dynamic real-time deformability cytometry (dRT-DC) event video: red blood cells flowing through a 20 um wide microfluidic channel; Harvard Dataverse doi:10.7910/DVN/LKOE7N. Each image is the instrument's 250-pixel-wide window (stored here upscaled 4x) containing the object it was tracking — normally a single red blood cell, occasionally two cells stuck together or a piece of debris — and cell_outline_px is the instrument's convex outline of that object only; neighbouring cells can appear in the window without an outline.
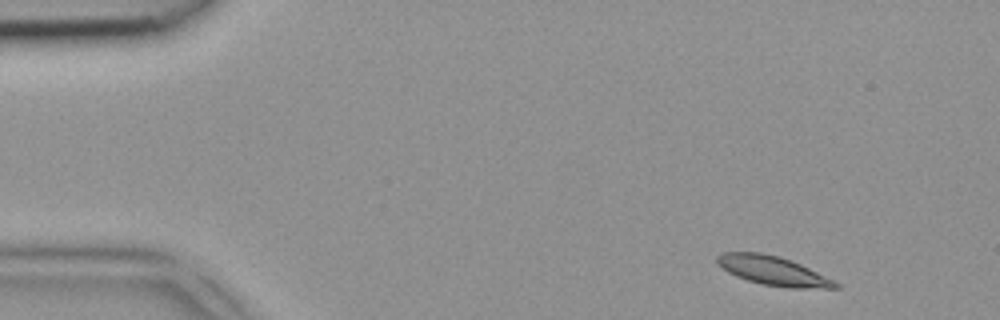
{"species": "common noctule bat (a hibernating species)", "species_latin": "Nyctalus noctula", "temperature_condition": "room temperature", "stored_images_in_passage": 4, "camera_frame_rate_fps": 3000, "um_per_image_px": 0.085, "animal": {"sex": "female", "body_mass_g": 18.4}, "frame": {"image": 1, "passage_image": 1, "time_ms": 0.0, "image_size_px": [1000, 320], "cell_outline_px": [[840, 288], [788, 288], [760, 284], [736, 276], [728, 272], [716, 264], [716, 256], [720, 252], [760, 252], [780, 256], [800, 264], [840, 284]], "centroid_in_image_um": [65.65, 23.01], "position_along_channel_um": 19.4, "area_um2": 20.06}}
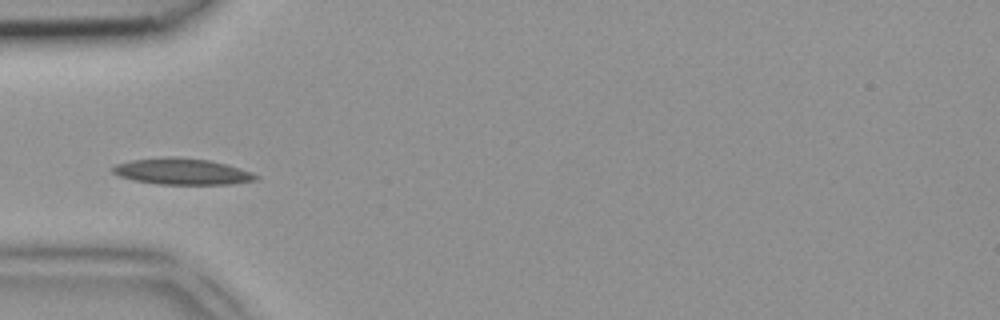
{"frame": {"image": 2, "passage_image": 4, "time_ms": 1.0, "image_size_px": [1000, 320], "cell_outline_px": [[260, 180], [232, 184], [156, 184], [132, 180], [120, 176], [112, 172], [112, 168], [116, 164], [132, 160], [164, 156], [176, 156], [208, 160], [228, 164], [252, 172], [260, 176]], "centroid_in_image_um": [15.52, 14.57], "position_along_channel_um": 69.5, "area_um2": 22.2}}